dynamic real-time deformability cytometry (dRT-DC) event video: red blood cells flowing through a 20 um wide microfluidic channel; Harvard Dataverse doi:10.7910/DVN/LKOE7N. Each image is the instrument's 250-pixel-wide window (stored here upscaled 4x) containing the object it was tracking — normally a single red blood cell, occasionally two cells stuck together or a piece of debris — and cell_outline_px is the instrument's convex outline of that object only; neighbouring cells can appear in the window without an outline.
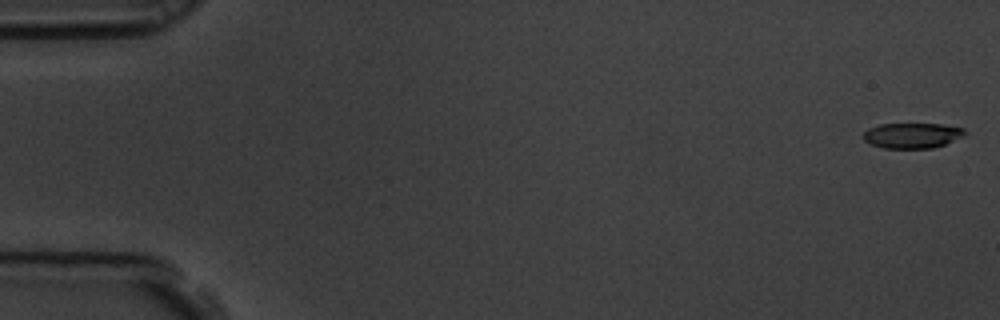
{"species": "common noctule bat (a hibernating species)", "species_latin": "Nyctalus noctula", "temperature_condition": "room temperature", "stored_images_in_passage": 59, "camera_frame_rate_fps": 3000, "um_per_image_px": 0.085, "animal": {"sex": "male", "body_mass_g": 19.5, "forearm_length_mm": 54.6}, "frame": {"image": 1, "passage_image": 1, "time_ms": 0.0, "image_size_px": [1000, 320], "cell_outline_px": [[968, 132], [944, 144], [932, 148], [884, 148], [872, 144], [864, 140], [864, 132], [868, 128], [880, 124], [940, 124], [964, 128]], "centroid_in_image_um": [77.51, 11.51], "position_along_channel_um": 7.5, "area_um2": 14.74}}
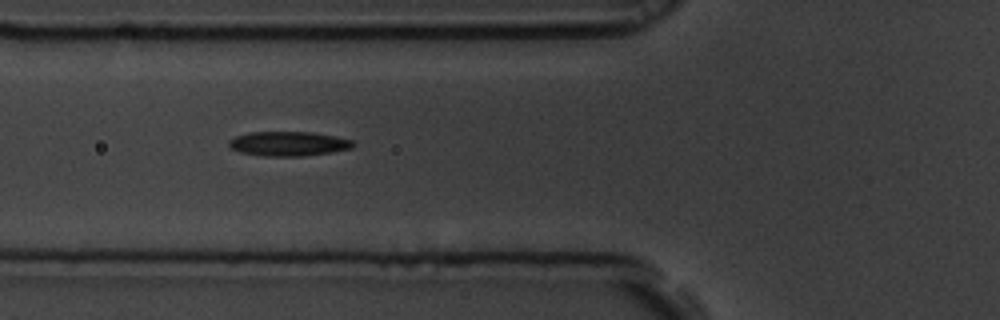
{"frame": {"image": 2, "passage_image": 22, "time_ms": 7.0, "image_size_px": [1000, 320], "cell_outline_px": [[356, 144], [352, 148], [332, 152], [304, 156], [264, 156], [240, 152], [232, 148], [228, 144], [228, 140], [236, 136], [248, 132], [312, 132], [336, 136], [356, 140]], "centroid_in_image_um": [24.57, 12.21], "position_along_channel_um": 101.2, "area_um2": 17.92}}
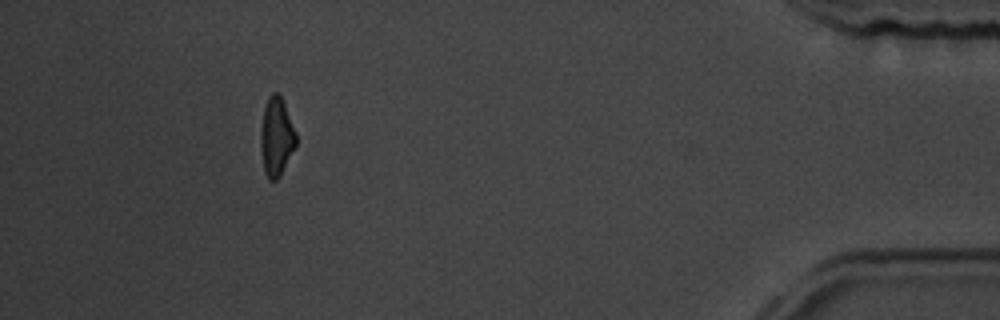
{"frame": {"image": 3, "passage_image": 54, "time_ms": 17.667, "image_size_px": [1000, 320], "cell_outline_px": [[296, 144], [280, 176], [276, 180], [268, 180], [264, 172], [260, 148], [260, 132], [264, 108], [268, 96], [272, 92], [276, 92], [280, 96], [284, 104], [296, 132]], "centroid_in_image_um": [23.47, 11.64], "position_along_channel_um": 411.7, "area_um2": 16.13}, "authors_computed_cell_mechanics": {"area_um2": 16.9354, "velocity_mm_per_s": 3.4697, "shape_relaxation_time_tau1_ms": 3.8608, "shape_relaxation_time_tau2_ms": 5.7619, "deformation_change_tau1": 0.1232, "deformation_change_tau2": 0.1459}}